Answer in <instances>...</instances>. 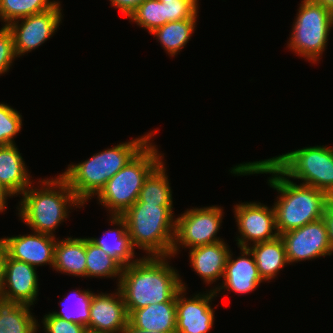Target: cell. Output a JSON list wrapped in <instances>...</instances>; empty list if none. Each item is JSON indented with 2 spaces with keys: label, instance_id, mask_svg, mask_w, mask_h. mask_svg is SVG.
<instances>
[{
  "label": "cell",
  "instance_id": "cell-15",
  "mask_svg": "<svg viewBox=\"0 0 333 333\" xmlns=\"http://www.w3.org/2000/svg\"><path fill=\"white\" fill-rule=\"evenodd\" d=\"M5 237L7 254L10 258L28 263L33 267L54 265L56 237L39 232Z\"/></svg>",
  "mask_w": 333,
  "mask_h": 333
},
{
  "label": "cell",
  "instance_id": "cell-2",
  "mask_svg": "<svg viewBox=\"0 0 333 333\" xmlns=\"http://www.w3.org/2000/svg\"><path fill=\"white\" fill-rule=\"evenodd\" d=\"M166 258L168 256H145L123 268L117 286L128 315L150 304L176 302V294L186 288L178 271Z\"/></svg>",
  "mask_w": 333,
  "mask_h": 333
},
{
  "label": "cell",
  "instance_id": "cell-37",
  "mask_svg": "<svg viewBox=\"0 0 333 333\" xmlns=\"http://www.w3.org/2000/svg\"><path fill=\"white\" fill-rule=\"evenodd\" d=\"M322 219L326 224L328 230V239L333 252V199L327 203Z\"/></svg>",
  "mask_w": 333,
  "mask_h": 333
},
{
  "label": "cell",
  "instance_id": "cell-28",
  "mask_svg": "<svg viewBox=\"0 0 333 333\" xmlns=\"http://www.w3.org/2000/svg\"><path fill=\"white\" fill-rule=\"evenodd\" d=\"M123 267L102 248L86 238V276L87 277H118L121 279Z\"/></svg>",
  "mask_w": 333,
  "mask_h": 333
},
{
  "label": "cell",
  "instance_id": "cell-16",
  "mask_svg": "<svg viewBox=\"0 0 333 333\" xmlns=\"http://www.w3.org/2000/svg\"><path fill=\"white\" fill-rule=\"evenodd\" d=\"M239 248L241 256L235 260L232 258L233 253L229 251L222 279L225 282L222 281L220 286L213 289L216 294L222 289L232 290L238 294H248L263 282L250 249L248 247Z\"/></svg>",
  "mask_w": 333,
  "mask_h": 333
},
{
  "label": "cell",
  "instance_id": "cell-13",
  "mask_svg": "<svg viewBox=\"0 0 333 333\" xmlns=\"http://www.w3.org/2000/svg\"><path fill=\"white\" fill-rule=\"evenodd\" d=\"M36 269L7 255L0 297L28 306L34 305L39 291Z\"/></svg>",
  "mask_w": 333,
  "mask_h": 333
},
{
  "label": "cell",
  "instance_id": "cell-19",
  "mask_svg": "<svg viewBox=\"0 0 333 333\" xmlns=\"http://www.w3.org/2000/svg\"><path fill=\"white\" fill-rule=\"evenodd\" d=\"M28 171L15 144L0 146V185L10 196L21 195L30 187Z\"/></svg>",
  "mask_w": 333,
  "mask_h": 333
},
{
  "label": "cell",
  "instance_id": "cell-32",
  "mask_svg": "<svg viewBox=\"0 0 333 333\" xmlns=\"http://www.w3.org/2000/svg\"><path fill=\"white\" fill-rule=\"evenodd\" d=\"M22 128V115L7 104L0 103V146L15 144L14 137Z\"/></svg>",
  "mask_w": 333,
  "mask_h": 333
},
{
  "label": "cell",
  "instance_id": "cell-9",
  "mask_svg": "<svg viewBox=\"0 0 333 333\" xmlns=\"http://www.w3.org/2000/svg\"><path fill=\"white\" fill-rule=\"evenodd\" d=\"M60 7V2H57L46 11L17 19L7 26L13 35L17 57L35 50L52 37L63 18Z\"/></svg>",
  "mask_w": 333,
  "mask_h": 333
},
{
  "label": "cell",
  "instance_id": "cell-38",
  "mask_svg": "<svg viewBox=\"0 0 333 333\" xmlns=\"http://www.w3.org/2000/svg\"><path fill=\"white\" fill-rule=\"evenodd\" d=\"M7 255V247L4 238H0V291L4 283L5 261Z\"/></svg>",
  "mask_w": 333,
  "mask_h": 333
},
{
  "label": "cell",
  "instance_id": "cell-12",
  "mask_svg": "<svg viewBox=\"0 0 333 333\" xmlns=\"http://www.w3.org/2000/svg\"><path fill=\"white\" fill-rule=\"evenodd\" d=\"M186 289L176 294V333H209L215 319V308H211L210 302L217 294L210 290L185 298Z\"/></svg>",
  "mask_w": 333,
  "mask_h": 333
},
{
  "label": "cell",
  "instance_id": "cell-3",
  "mask_svg": "<svg viewBox=\"0 0 333 333\" xmlns=\"http://www.w3.org/2000/svg\"><path fill=\"white\" fill-rule=\"evenodd\" d=\"M38 182L41 183L39 189L31 184L22 194L18 215L34 232L55 236L53 231L68 218V207L80 208L84 205L60 174L56 178Z\"/></svg>",
  "mask_w": 333,
  "mask_h": 333
},
{
  "label": "cell",
  "instance_id": "cell-30",
  "mask_svg": "<svg viewBox=\"0 0 333 333\" xmlns=\"http://www.w3.org/2000/svg\"><path fill=\"white\" fill-rule=\"evenodd\" d=\"M56 3L54 0H0V19L8 26L17 19L46 11Z\"/></svg>",
  "mask_w": 333,
  "mask_h": 333
},
{
  "label": "cell",
  "instance_id": "cell-8",
  "mask_svg": "<svg viewBox=\"0 0 333 333\" xmlns=\"http://www.w3.org/2000/svg\"><path fill=\"white\" fill-rule=\"evenodd\" d=\"M223 210L220 206L187 209L176 218L174 244L171 257L182 248H194L223 241L217 237L222 223ZM180 245V246H179Z\"/></svg>",
  "mask_w": 333,
  "mask_h": 333
},
{
  "label": "cell",
  "instance_id": "cell-29",
  "mask_svg": "<svg viewBox=\"0 0 333 333\" xmlns=\"http://www.w3.org/2000/svg\"><path fill=\"white\" fill-rule=\"evenodd\" d=\"M70 294L60 302L62 306L61 312H52V314L68 322H74L87 327L90 318V303L93 292L88 290H73Z\"/></svg>",
  "mask_w": 333,
  "mask_h": 333
},
{
  "label": "cell",
  "instance_id": "cell-43",
  "mask_svg": "<svg viewBox=\"0 0 333 333\" xmlns=\"http://www.w3.org/2000/svg\"><path fill=\"white\" fill-rule=\"evenodd\" d=\"M158 1H175V0H158Z\"/></svg>",
  "mask_w": 333,
  "mask_h": 333
},
{
  "label": "cell",
  "instance_id": "cell-31",
  "mask_svg": "<svg viewBox=\"0 0 333 333\" xmlns=\"http://www.w3.org/2000/svg\"><path fill=\"white\" fill-rule=\"evenodd\" d=\"M128 19L151 33L166 24L165 4L158 0H144Z\"/></svg>",
  "mask_w": 333,
  "mask_h": 333
},
{
  "label": "cell",
  "instance_id": "cell-40",
  "mask_svg": "<svg viewBox=\"0 0 333 333\" xmlns=\"http://www.w3.org/2000/svg\"><path fill=\"white\" fill-rule=\"evenodd\" d=\"M121 333H161V332H155V331H144L138 328L133 327L129 322L127 323V326Z\"/></svg>",
  "mask_w": 333,
  "mask_h": 333
},
{
  "label": "cell",
  "instance_id": "cell-23",
  "mask_svg": "<svg viewBox=\"0 0 333 333\" xmlns=\"http://www.w3.org/2000/svg\"><path fill=\"white\" fill-rule=\"evenodd\" d=\"M248 248L254 256L259 275L263 281L274 279L279 270L289 264L280 236L270 241L255 243Z\"/></svg>",
  "mask_w": 333,
  "mask_h": 333
},
{
  "label": "cell",
  "instance_id": "cell-33",
  "mask_svg": "<svg viewBox=\"0 0 333 333\" xmlns=\"http://www.w3.org/2000/svg\"><path fill=\"white\" fill-rule=\"evenodd\" d=\"M161 2L165 4L166 23L198 18V0H175Z\"/></svg>",
  "mask_w": 333,
  "mask_h": 333
},
{
  "label": "cell",
  "instance_id": "cell-6",
  "mask_svg": "<svg viewBox=\"0 0 333 333\" xmlns=\"http://www.w3.org/2000/svg\"><path fill=\"white\" fill-rule=\"evenodd\" d=\"M269 160L286 177L300 179L333 199V147H304Z\"/></svg>",
  "mask_w": 333,
  "mask_h": 333
},
{
  "label": "cell",
  "instance_id": "cell-11",
  "mask_svg": "<svg viewBox=\"0 0 333 333\" xmlns=\"http://www.w3.org/2000/svg\"><path fill=\"white\" fill-rule=\"evenodd\" d=\"M279 236L283 241L289 264L330 256L333 253L323 219L289 230Z\"/></svg>",
  "mask_w": 333,
  "mask_h": 333
},
{
  "label": "cell",
  "instance_id": "cell-25",
  "mask_svg": "<svg viewBox=\"0 0 333 333\" xmlns=\"http://www.w3.org/2000/svg\"><path fill=\"white\" fill-rule=\"evenodd\" d=\"M29 308L0 297V333H37L39 324Z\"/></svg>",
  "mask_w": 333,
  "mask_h": 333
},
{
  "label": "cell",
  "instance_id": "cell-10",
  "mask_svg": "<svg viewBox=\"0 0 333 333\" xmlns=\"http://www.w3.org/2000/svg\"><path fill=\"white\" fill-rule=\"evenodd\" d=\"M233 210L238 232L241 235L236 240L238 247H249V245L270 241L279 236L273 206L269 208L258 202H244L236 204Z\"/></svg>",
  "mask_w": 333,
  "mask_h": 333
},
{
  "label": "cell",
  "instance_id": "cell-27",
  "mask_svg": "<svg viewBox=\"0 0 333 333\" xmlns=\"http://www.w3.org/2000/svg\"><path fill=\"white\" fill-rule=\"evenodd\" d=\"M163 160L145 178L138 201L148 204L173 205L172 191Z\"/></svg>",
  "mask_w": 333,
  "mask_h": 333
},
{
  "label": "cell",
  "instance_id": "cell-42",
  "mask_svg": "<svg viewBox=\"0 0 333 333\" xmlns=\"http://www.w3.org/2000/svg\"><path fill=\"white\" fill-rule=\"evenodd\" d=\"M84 333H104V332H100V331H96V330L86 328Z\"/></svg>",
  "mask_w": 333,
  "mask_h": 333
},
{
  "label": "cell",
  "instance_id": "cell-5",
  "mask_svg": "<svg viewBox=\"0 0 333 333\" xmlns=\"http://www.w3.org/2000/svg\"><path fill=\"white\" fill-rule=\"evenodd\" d=\"M163 154L150 141L99 192L98 201L111 216H122L137 200L145 178Z\"/></svg>",
  "mask_w": 333,
  "mask_h": 333
},
{
  "label": "cell",
  "instance_id": "cell-26",
  "mask_svg": "<svg viewBox=\"0 0 333 333\" xmlns=\"http://www.w3.org/2000/svg\"><path fill=\"white\" fill-rule=\"evenodd\" d=\"M196 19H184L167 22L163 26L154 29L151 34L160 42L167 53L173 57L178 54L191 39L196 30Z\"/></svg>",
  "mask_w": 333,
  "mask_h": 333
},
{
  "label": "cell",
  "instance_id": "cell-4",
  "mask_svg": "<svg viewBox=\"0 0 333 333\" xmlns=\"http://www.w3.org/2000/svg\"><path fill=\"white\" fill-rule=\"evenodd\" d=\"M131 243L147 256H168L174 244L176 218L173 205L136 201L123 215ZM151 254V255H150Z\"/></svg>",
  "mask_w": 333,
  "mask_h": 333
},
{
  "label": "cell",
  "instance_id": "cell-17",
  "mask_svg": "<svg viewBox=\"0 0 333 333\" xmlns=\"http://www.w3.org/2000/svg\"><path fill=\"white\" fill-rule=\"evenodd\" d=\"M68 183L77 199L84 205L103 189L102 152L78 164H70L60 174Z\"/></svg>",
  "mask_w": 333,
  "mask_h": 333
},
{
  "label": "cell",
  "instance_id": "cell-1",
  "mask_svg": "<svg viewBox=\"0 0 333 333\" xmlns=\"http://www.w3.org/2000/svg\"><path fill=\"white\" fill-rule=\"evenodd\" d=\"M230 172L235 175H272L268 178L269 186L280 194L273 205L279 235L322 219L326 205L331 200L319 189L304 184L297 185L269 159L244 162L234 166Z\"/></svg>",
  "mask_w": 333,
  "mask_h": 333
},
{
  "label": "cell",
  "instance_id": "cell-14",
  "mask_svg": "<svg viewBox=\"0 0 333 333\" xmlns=\"http://www.w3.org/2000/svg\"><path fill=\"white\" fill-rule=\"evenodd\" d=\"M123 295L119 288L115 294H94L90 303L88 329L104 333H121L128 323Z\"/></svg>",
  "mask_w": 333,
  "mask_h": 333
},
{
  "label": "cell",
  "instance_id": "cell-39",
  "mask_svg": "<svg viewBox=\"0 0 333 333\" xmlns=\"http://www.w3.org/2000/svg\"><path fill=\"white\" fill-rule=\"evenodd\" d=\"M8 197H11L0 185V213L5 211L6 207V200L8 199Z\"/></svg>",
  "mask_w": 333,
  "mask_h": 333
},
{
  "label": "cell",
  "instance_id": "cell-41",
  "mask_svg": "<svg viewBox=\"0 0 333 333\" xmlns=\"http://www.w3.org/2000/svg\"><path fill=\"white\" fill-rule=\"evenodd\" d=\"M333 13V0H314Z\"/></svg>",
  "mask_w": 333,
  "mask_h": 333
},
{
  "label": "cell",
  "instance_id": "cell-35",
  "mask_svg": "<svg viewBox=\"0 0 333 333\" xmlns=\"http://www.w3.org/2000/svg\"><path fill=\"white\" fill-rule=\"evenodd\" d=\"M42 323L46 333H84L86 329L85 326L68 322L52 313L44 315Z\"/></svg>",
  "mask_w": 333,
  "mask_h": 333
},
{
  "label": "cell",
  "instance_id": "cell-21",
  "mask_svg": "<svg viewBox=\"0 0 333 333\" xmlns=\"http://www.w3.org/2000/svg\"><path fill=\"white\" fill-rule=\"evenodd\" d=\"M110 220L112 224L120 228L106 231L101 239L93 237H88V239L125 268L136 262L138 258L133 259L135 257L134 247L127 231L126 220L122 216H111Z\"/></svg>",
  "mask_w": 333,
  "mask_h": 333
},
{
  "label": "cell",
  "instance_id": "cell-22",
  "mask_svg": "<svg viewBox=\"0 0 333 333\" xmlns=\"http://www.w3.org/2000/svg\"><path fill=\"white\" fill-rule=\"evenodd\" d=\"M53 269L73 276L86 277V238L58 240Z\"/></svg>",
  "mask_w": 333,
  "mask_h": 333
},
{
  "label": "cell",
  "instance_id": "cell-24",
  "mask_svg": "<svg viewBox=\"0 0 333 333\" xmlns=\"http://www.w3.org/2000/svg\"><path fill=\"white\" fill-rule=\"evenodd\" d=\"M147 133L144 136L130 140L129 142L120 143L112 148L102 151L103 166V187L107 181L114 177L130 160L152 139L153 134Z\"/></svg>",
  "mask_w": 333,
  "mask_h": 333
},
{
  "label": "cell",
  "instance_id": "cell-36",
  "mask_svg": "<svg viewBox=\"0 0 333 333\" xmlns=\"http://www.w3.org/2000/svg\"><path fill=\"white\" fill-rule=\"evenodd\" d=\"M144 0H110L111 5L119 9L127 18Z\"/></svg>",
  "mask_w": 333,
  "mask_h": 333
},
{
  "label": "cell",
  "instance_id": "cell-7",
  "mask_svg": "<svg viewBox=\"0 0 333 333\" xmlns=\"http://www.w3.org/2000/svg\"><path fill=\"white\" fill-rule=\"evenodd\" d=\"M288 47L308 61H319L327 47L333 13L314 0H302Z\"/></svg>",
  "mask_w": 333,
  "mask_h": 333
},
{
  "label": "cell",
  "instance_id": "cell-20",
  "mask_svg": "<svg viewBox=\"0 0 333 333\" xmlns=\"http://www.w3.org/2000/svg\"><path fill=\"white\" fill-rule=\"evenodd\" d=\"M128 322L144 331L176 333V302H163L133 310Z\"/></svg>",
  "mask_w": 333,
  "mask_h": 333
},
{
  "label": "cell",
  "instance_id": "cell-18",
  "mask_svg": "<svg viewBox=\"0 0 333 333\" xmlns=\"http://www.w3.org/2000/svg\"><path fill=\"white\" fill-rule=\"evenodd\" d=\"M229 251L230 248L224 240L194 247L189 252L191 267L204 282L212 284L223 278Z\"/></svg>",
  "mask_w": 333,
  "mask_h": 333
},
{
  "label": "cell",
  "instance_id": "cell-34",
  "mask_svg": "<svg viewBox=\"0 0 333 333\" xmlns=\"http://www.w3.org/2000/svg\"><path fill=\"white\" fill-rule=\"evenodd\" d=\"M16 54L11 30L4 26L0 29V75L8 72Z\"/></svg>",
  "mask_w": 333,
  "mask_h": 333
}]
</instances>
